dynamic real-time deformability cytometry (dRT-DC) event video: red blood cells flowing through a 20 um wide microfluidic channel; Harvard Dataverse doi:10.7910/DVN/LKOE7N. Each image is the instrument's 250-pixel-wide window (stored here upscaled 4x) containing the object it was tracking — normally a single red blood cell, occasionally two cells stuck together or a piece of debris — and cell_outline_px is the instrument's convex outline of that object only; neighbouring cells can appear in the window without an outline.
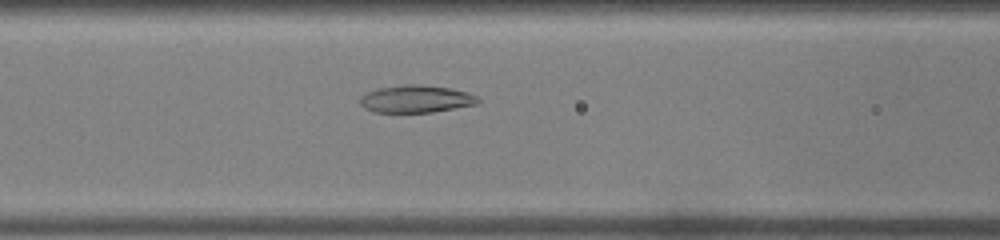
{"species": "common noctule bat (a hibernating species)", "species_latin": "Nyctalus noctula", "temperature_condition": "warm", "stored_images_in_passage": 31, "camera_frame_rate_fps": 3000, "um_per_image_px": 0.085, "animal": {"sex": "male", "body_mass_g": 19.0, "forearm_length_mm": 50.8}, "frame": {"image": 1, "passage_image": 10, "time_ms": 3.0, "image_size_px": [1000, 240], "cell_outline_px": [[480, 100], [476, 104], [432, 112], [372, 112], [364, 108], [360, 104], [360, 96], [368, 92], [380, 88], [404, 84], [420, 84], [448, 88], [468, 92], [476, 96]], "centroid_in_image_um": [35.34, 8.41], "position_along_channel_um": 131.3, "area_um2": 18.73}}
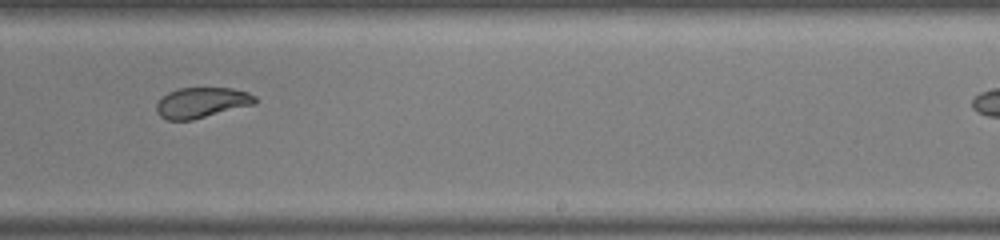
{"frame": {"image": 2, "passage_image": 20, "time_ms": 6.333, "image_size_px": [1000, 240], "cell_outline_px": [[256, 104], [192, 120], [168, 120], [160, 116], [156, 112], [156, 104], [168, 92], [180, 88], [232, 88], [248, 92], [256, 96]], "centroid_in_image_um": [17.16, 8.72], "position_along_channel_um": 271.8, "area_um2": 17.51}}
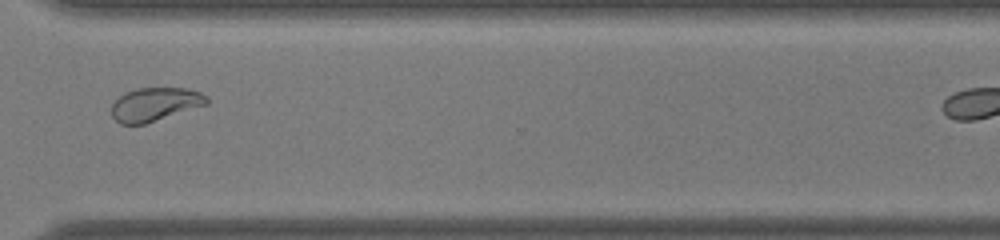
{"frame": {"image": 3, "passage_image": 26, "time_ms": 8.333, "image_size_px": [1000, 240], "cell_outline_px": [[208, 104], [144, 124], [120, 124], [112, 116], [112, 104], [120, 96], [136, 88], [188, 88], [200, 92], [208, 96]], "centroid_in_image_um": [13.2, 8.86], "position_along_channel_um": 357.4, "area_um2": 18.44}}